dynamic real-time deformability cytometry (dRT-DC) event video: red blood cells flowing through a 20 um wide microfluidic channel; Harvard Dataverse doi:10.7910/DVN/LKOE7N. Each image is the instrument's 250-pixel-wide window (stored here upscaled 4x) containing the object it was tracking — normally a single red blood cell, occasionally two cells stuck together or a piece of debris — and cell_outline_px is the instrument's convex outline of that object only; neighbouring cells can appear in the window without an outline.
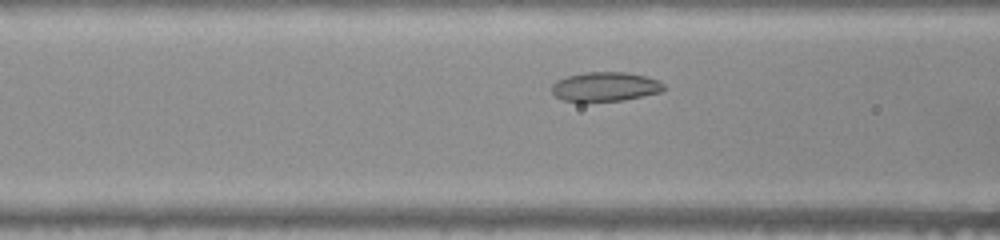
{"species": "common noctule bat (a hibernating species)", "species_latin": "Nyctalus noctula", "temperature_condition": "warm", "stored_images_in_passage": 42, "camera_frame_rate_fps": 3000, "um_per_image_px": 0.085, "animal": {"sex": "female", "body_mass_g": 22.0, "forearm_length_mm": 56.7}, "frame": {"image": 1, "passage_image": 10, "time_ms": 3.0, "image_size_px": [1000, 240], "cell_outline_px": [[664, 88], [660, 92], [624, 100], [584, 104], [580, 104], [564, 100], [556, 96], [552, 92], [552, 84], [556, 80], [568, 76], [584, 72], [624, 72], [644, 76], [660, 80], [664, 84]], "centroid_in_image_um": [51.39, 7.4], "position_along_channel_um": 115.2, "area_um2": 19.65}}
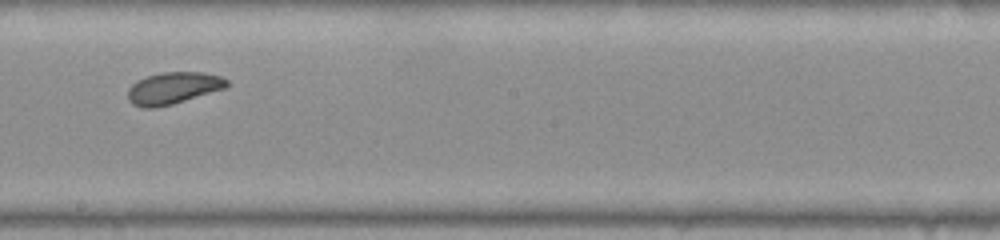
{"frame": {"image": 2, "passage_image": 19, "time_ms": 6.0, "image_size_px": [1000, 240], "cell_outline_px": [[228, 84], [224, 88], [172, 104], [156, 108], [144, 108], [132, 104], [128, 100], [128, 88], [136, 80], [160, 72], [204, 72], [220, 76], [228, 80]], "centroid_in_image_um": [14.68, 7.48], "position_along_channel_um": 233.5, "area_um2": 18.32}}
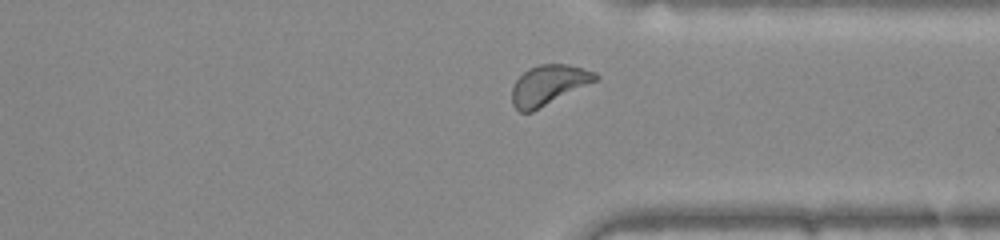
{"frame": {"image": 3, "passage_image": 29, "time_ms": 9.333, "image_size_px": [1000, 240], "cell_outline_px": [[600, 76], [596, 80], [532, 112], [520, 112], [512, 104], [512, 88], [516, 80], [528, 68], [540, 64], [568, 64], [596, 72]], "centroid_in_image_um": [46.61, 7.22], "position_along_channel_um": 364.8, "area_um2": 19.19}, "authors_computed_cell_mechanics": {"area_um2": 19.2763, "velocity_mm_per_s": 3.9552, "shape_relaxation_time_tau1_ms": 2.2504, "shape_relaxation_time_tau2_ms": 8.863, "deformation_change_tau1": 0.0685, "deformation_change_tau2": 0.1436}}